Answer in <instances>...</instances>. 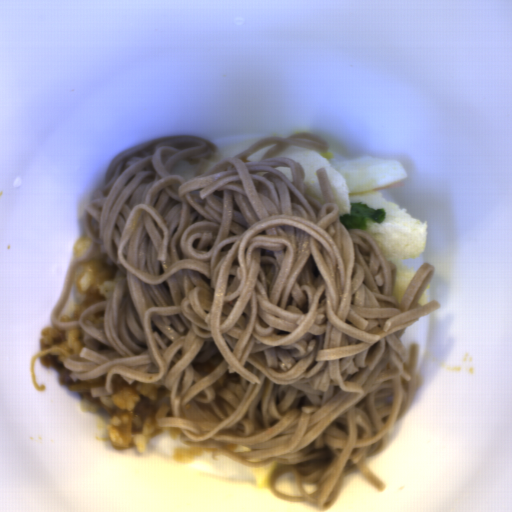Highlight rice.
I'll return each mask as SVG.
<instances>
[{"mask_svg": "<svg viewBox=\"0 0 512 512\" xmlns=\"http://www.w3.org/2000/svg\"><path fill=\"white\" fill-rule=\"evenodd\" d=\"M162 386H164L162 382L145 383L139 380V384L137 385L123 387L119 392H112L111 395L96 397L114 412L107 426L108 438L113 445L117 448H124L123 441L116 430L121 420L120 417H116L115 412L116 410H127L130 411L132 418L129 445H131L138 454L144 452L147 439L158 432L161 426L151 429L149 416L140 418L139 416H135L134 410L140 401L141 395L148 401H156V393Z\"/></svg>", "mask_w": 512, "mask_h": 512, "instance_id": "652b925c", "label": "rice"}, {"mask_svg": "<svg viewBox=\"0 0 512 512\" xmlns=\"http://www.w3.org/2000/svg\"><path fill=\"white\" fill-rule=\"evenodd\" d=\"M75 283L76 291L81 296V303L74 315L61 317L62 323L78 322L80 314L91 305L107 300L109 293L125 278L117 263L108 264L107 254L100 252V244L96 245L95 254L85 262L78 264Z\"/></svg>", "mask_w": 512, "mask_h": 512, "instance_id": "023b6e5f", "label": "rice"}, {"mask_svg": "<svg viewBox=\"0 0 512 512\" xmlns=\"http://www.w3.org/2000/svg\"><path fill=\"white\" fill-rule=\"evenodd\" d=\"M85 333L82 327L74 329H57L52 323L43 331L38 341L40 350L48 348H62L68 355L79 354L84 346Z\"/></svg>", "mask_w": 512, "mask_h": 512, "instance_id": "8eca5e8b", "label": "rice"}, {"mask_svg": "<svg viewBox=\"0 0 512 512\" xmlns=\"http://www.w3.org/2000/svg\"><path fill=\"white\" fill-rule=\"evenodd\" d=\"M207 453H210L213 459L218 458L220 455V452H218L214 448H192L188 446L177 451L174 458L176 462H184L188 464L189 462L196 459L200 455Z\"/></svg>", "mask_w": 512, "mask_h": 512, "instance_id": "acb35da6", "label": "rice"}, {"mask_svg": "<svg viewBox=\"0 0 512 512\" xmlns=\"http://www.w3.org/2000/svg\"><path fill=\"white\" fill-rule=\"evenodd\" d=\"M91 243V238L89 235L78 237L74 244V255L75 260L79 259L83 255H85L89 245Z\"/></svg>", "mask_w": 512, "mask_h": 512, "instance_id": "b023fe2a", "label": "rice"}, {"mask_svg": "<svg viewBox=\"0 0 512 512\" xmlns=\"http://www.w3.org/2000/svg\"><path fill=\"white\" fill-rule=\"evenodd\" d=\"M103 316H104V309L91 314L83 322H90L96 328H98L100 330H104Z\"/></svg>", "mask_w": 512, "mask_h": 512, "instance_id": "e3fd555f", "label": "rice"}, {"mask_svg": "<svg viewBox=\"0 0 512 512\" xmlns=\"http://www.w3.org/2000/svg\"><path fill=\"white\" fill-rule=\"evenodd\" d=\"M80 409H82L83 411L88 413V412L98 410V409H103V408H101L100 406H98L97 404H95L94 402H92L91 400L87 399L86 397H84L82 395Z\"/></svg>", "mask_w": 512, "mask_h": 512, "instance_id": "a3056103", "label": "rice"}, {"mask_svg": "<svg viewBox=\"0 0 512 512\" xmlns=\"http://www.w3.org/2000/svg\"><path fill=\"white\" fill-rule=\"evenodd\" d=\"M225 446L226 448L230 449L231 451H236L240 446L241 444L239 443H232V444H227V445H223Z\"/></svg>", "mask_w": 512, "mask_h": 512, "instance_id": "f2f60c81", "label": "rice"}]
</instances>
